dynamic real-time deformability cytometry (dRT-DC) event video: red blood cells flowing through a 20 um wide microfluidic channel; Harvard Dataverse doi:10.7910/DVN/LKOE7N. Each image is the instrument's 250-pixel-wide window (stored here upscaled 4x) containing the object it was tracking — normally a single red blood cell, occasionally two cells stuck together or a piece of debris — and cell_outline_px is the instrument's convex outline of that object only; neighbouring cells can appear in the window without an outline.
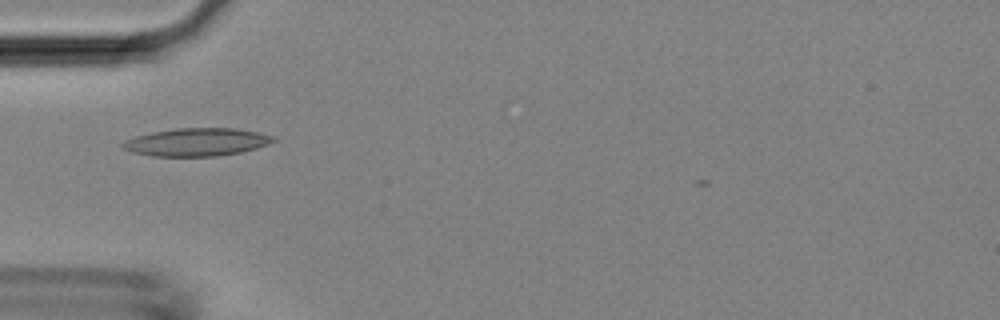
{"species": "Egyptian fruit bat (a non-hibernating species)", "species_latin": "Rousettus aegyptiacus", "temperature_condition": "room temperature", "stored_images_in_passage": 6, "camera_frame_rate_fps": 3000, "um_per_image_px": 0.085, "animal": {"sex": "female"}, "frame": {"image": 1, "passage_image": 5, "time_ms": 1.333, "image_size_px": [1000, 320], "cell_outline_px": [[276, 140], [268, 144], [256, 148], [240, 152], [216, 156], [152, 156], [132, 152], [120, 148], [120, 144], [124, 140], [136, 136], [152, 132], [176, 128], [236, 128], [276, 136]], "centroid_in_image_um": [16.69, 12.07], "position_along_channel_um": 68.3, "area_um2": 24.57}}